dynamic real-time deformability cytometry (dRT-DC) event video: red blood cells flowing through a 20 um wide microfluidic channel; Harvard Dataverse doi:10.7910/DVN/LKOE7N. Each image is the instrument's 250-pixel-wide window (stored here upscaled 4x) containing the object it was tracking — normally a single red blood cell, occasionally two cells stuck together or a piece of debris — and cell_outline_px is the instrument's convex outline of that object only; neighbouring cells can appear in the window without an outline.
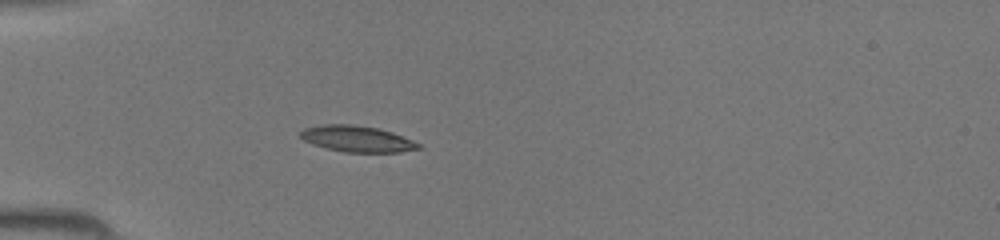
{"species": "common noctule bat (a hibernating species)", "species_latin": "Nyctalus noctula", "temperature_condition": "room temperature", "stored_images_in_passage": 45, "camera_frame_rate_fps": 3000, "um_per_image_px": 0.085, "animal": {"sex": "female", "body_mass_g": 19.5, "forearm_length_mm": 54.1}, "frame": {"image": 1, "passage_image": 14, "time_ms": 4.333, "image_size_px": [1000, 240], "cell_outline_px": [[420, 148], [400, 152], [344, 152], [312, 144], [304, 140], [300, 136], [300, 132], [304, 128], [320, 124], [352, 124], [380, 128], [392, 132], [412, 140], [420, 144]], "centroid_in_image_um": [30.33, 11.79], "position_along_channel_um": 54.7, "area_um2": 17.98}}
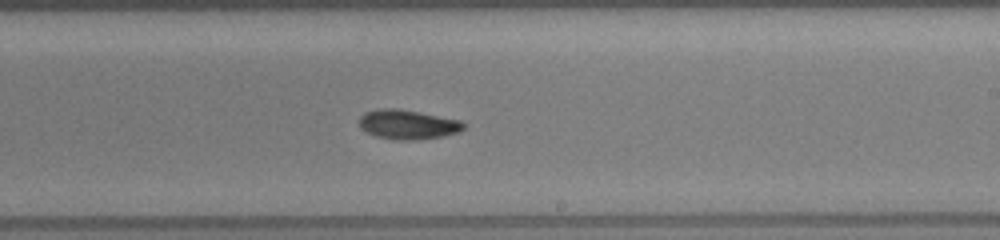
{"frame": {"image": 2, "passage_image": 28, "time_ms": 9.0, "image_size_px": [1000, 240], "cell_outline_px": [[468, 124], [460, 132], [444, 136], [416, 140], [400, 140], [376, 136], [360, 128], [360, 116], [364, 112], [380, 108], [400, 108], [460, 120]], "centroid_in_image_um": [34.7, 10.57], "position_along_channel_um": 254.3, "area_um2": 18.09}}
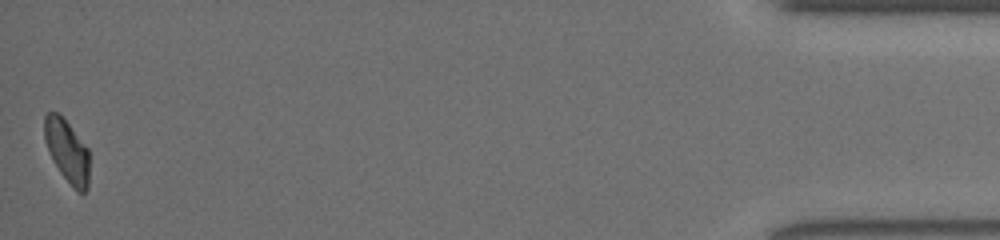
{"frame": {"image": 3, "passage_image": 45, "time_ms": 14.667, "image_size_px": [1000, 240], "cell_outline_px": [[88, 188], [84, 192], [76, 192], [72, 188], [60, 172], [52, 160], [48, 152], [44, 140], [44, 116], [48, 112], [56, 112], [68, 124], [88, 148]], "centroid_in_image_um": [5.68, 12.87], "position_along_channel_um": 429.5, "area_um2": 16.36}}